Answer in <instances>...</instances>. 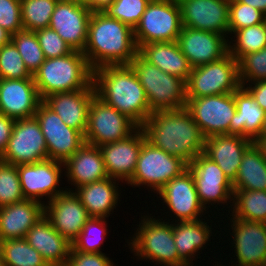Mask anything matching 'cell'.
Listing matches in <instances>:
<instances>
[{"label": "cell", "mask_w": 266, "mask_h": 266, "mask_svg": "<svg viewBox=\"0 0 266 266\" xmlns=\"http://www.w3.org/2000/svg\"><path fill=\"white\" fill-rule=\"evenodd\" d=\"M149 2L150 0H115L101 11L108 17L129 25L134 30Z\"/></svg>", "instance_id": "cell-40"}, {"label": "cell", "mask_w": 266, "mask_h": 266, "mask_svg": "<svg viewBox=\"0 0 266 266\" xmlns=\"http://www.w3.org/2000/svg\"><path fill=\"white\" fill-rule=\"evenodd\" d=\"M16 119L0 114V156L4 153L12 135Z\"/></svg>", "instance_id": "cell-48"}, {"label": "cell", "mask_w": 266, "mask_h": 266, "mask_svg": "<svg viewBox=\"0 0 266 266\" xmlns=\"http://www.w3.org/2000/svg\"><path fill=\"white\" fill-rule=\"evenodd\" d=\"M155 193L174 213L177 222L200 220L204 210L207 211L199 201L195 181L188 168Z\"/></svg>", "instance_id": "cell-19"}, {"label": "cell", "mask_w": 266, "mask_h": 266, "mask_svg": "<svg viewBox=\"0 0 266 266\" xmlns=\"http://www.w3.org/2000/svg\"><path fill=\"white\" fill-rule=\"evenodd\" d=\"M92 12L85 3L58 0L49 27L55 30L72 50L83 52Z\"/></svg>", "instance_id": "cell-14"}, {"label": "cell", "mask_w": 266, "mask_h": 266, "mask_svg": "<svg viewBox=\"0 0 266 266\" xmlns=\"http://www.w3.org/2000/svg\"><path fill=\"white\" fill-rule=\"evenodd\" d=\"M42 101L49 95L87 88L93 82V70L80 51L48 58L33 74Z\"/></svg>", "instance_id": "cell-4"}, {"label": "cell", "mask_w": 266, "mask_h": 266, "mask_svg": "<svg viewBox=\"0 0 266 266\" xmlns=\"http://www.w3.org/2000/svg\"><path fill=\"white\" fill-rule=\"evenodd\" d=\"M115 0H86V5L93 11H101L108 4L114 3Z\"/></svg>", "instance_id": "cell-50"}, {"label": "cell", "mask_w": 266, "mask_h": 266, "mask_svg": "<svg viewBox=\"0 0 266 266\" xmlns=\"http://www.w3.org/2000/svg\"><path fill=\"white\" fill-rule=\"evenodd\" d=\"M49 159L44 135L35 117L16 119L0 160L15 166Z\"/></svg>", "instance_id": "cell-11"}, {"label": "cell", "mask_w": 266, "mask_h": 266, "mask_svg": "<svg viewBox=\"0 0 266 266\" xmlns=\"http://www.w3.org/2000/svg\"><path fill=\"white\" fill-rule=\"evenodd\" d=\"M235 43L228 42V52L239 61L244 55L266 47V21L233 32ZM232 44V45H231Z\"/></svg>", "instance_id": "cell-36"}, {"label": "cell", "mask_w": 266, "mask_h": 266, "mask_svg": "<svg viewBox=\"0 0 266 266\" xmlns=\"http://www.w3.org/2000/svg\"><path fill=\"white\" fill-rule=\"evenodd\" d=\"M68 266H114L105 253L75 251L72 247L67 259Z\"/></svg>", "instance_id": "cell-47"}, {"label": "cell", "mask_w": 266, "mask_h": 266, "mask_svg": "<svg viewBox=\"0 0 266 266\" xmlns=\"http://www.w3.org/2000/svg\"><path fill=\"white\" fill-rule=\"evenodd\" d=\"M43 202L24 199L0 207V241L25 238L30 228L44 216Z\"/></svg>", "instance_id": "cell-26"}, {"label": "cell", "mask_w": 266, "mask_h": 266, "mask_svg": "<svg viewBox=\"0 0 266 266\" xmlns=\"http://www.w3.org/2000/svg\"><path fill=\"white\" fill-rule=\"evenodd\" d=\"M63 162L46 159L32 164L17 165L21 189L25 199L42 202L43 196L49 201L63 193L57 190L61 178Z\"/></svg>", "instance_id": "cell-16"}, {"label": "cell", "mask_w": 266, "mask_h": 266, "mask_svg": "<svg viewBox=\"0 0 266 266\" xmlns=\"http://www.w3.org/2000/svg\"><path fill=\"white\" fill-rule=\"evenodd\" d=\"M0 26L12 35L23 29L20 0H0Z\"/></svg>", "instance_id": "cell-46"}, {"label": "cell", "mask_w": 266, "mask_h": 266, "mask_svg": "<svg viewBox=\"0 0 266 266\" xmlns=\"http://www.w3.org/2000/svg\"><path fill=\"white\" fill-rule=\"evenodd\" d=\"M34 117L44 135L49 159L65 163L85 143L84 135L66 125L43 101Z\"/></svg>", "instance_id": "cell-12"}, {"label": "cell", "mask_w": 266, "mask_h": 266, "mask_svg": "<svg viewBox=\"0 0 266 266\" xmlns=\"http://www.w3.org/2000/svg\"><path fill=\"white\" fill-rule=\"evenodd\" d=\"M257 139H266V117H265V120L263 122L261 133Z\"/></svg>", "instance_id": "cell-54"}, {"label": "cell", "mask_w": 266, "mask_h": 266, "mask_svg": "<svg viewBox=\"0 0 266 266\" xmlns=\"http://www.w3.org/2000/svg\"><path fill=\"white\" fill-rule=\"evenodd\" d=\"M64 168L68 180L76 188L108 177L99 147L87 143L64 163Z\"/></svg>", "instance_id": "cell-28"}, {"label": "cell", "mask_w": 266, "mask_h": 266, "mask_svg": "<svg viewBox=\"0 0 266 266\" xmlns=\"http://www.w3.org/2000/svg\"><path fill=\"white\" fill-rule=\"evenodd\" d=\"M159 220L151 216L141 220L138 232L128 242L130 250L140 259H149L162 266H187L175 246L173 223Z\"/></svg>", "instance_id": "cell-6"}, {"label": "cell", "mask_w": 266, "mask_h": 266, "mask_svg": "<svg viewBox=\"0 0 266 266\" xmlns=\"http://www.w3.org/2000/svg\"><path fill=\"white\" fill-rule=\"evenodd\" d=\"M234 101L236 113L229 125V135L242 136L254 142L261 133L266 112L243 86L234 91Z\"/></svg>", "instance_id": "cell-29"}, {"label": "cell", "mask_w": 266, "mask_h": 266, "mask_svg": "<svg viewBox=\"0 0 266 266\" xmlns=\"http://www.w3.org/2000/svg\"><path fill=\"white\" fill-rule=\"evenodd\" d=\"M24 199L17 166L0 160V207Z\"/></svg>", "instance_id": "cell-41"}, {"label": "cell", "mask_w": 266, "mask_h": 266, "mask_svg": "<svg viewBox=\"0 0 266 266\" xmlns=\"http://www.w3.org/2000/svg\"><path fill=\"white\" fill-rule=\"evenodd\" d=\"M25 239L49 266L67 263L72 244L53 228L45 216L30 228Z\"/></svg>", "instance_id": "cell-27"}, {"label": "cell", "mask_w": 266, "mask_h": 266, "mask_svg": "<svg viewBox=\"0 0 266 266\" xmlns=\"http://www.w3.org/2000/svg\"><path fill=\"white\" fill-rule=\"evenodd\" d=\"M233 190L266 191V160L253 142L244 152Z\"/></svg>", "instance_id": "cell-33"}, {"label": "cell", "mask_w": 266, "mask_h": 266, "mask_svg": "<svg viewBox=\"0 0 266 266\" xmlns=\"http://www.w3.org/2000/svg\"><path fill=\"white\" fill-rule=\"evenodd\" d=\"M253 84L254 86L252 87ZM245 88L256 100L258 105L266 112V80L252 82Z\"/></svg>", "instance_id": "cell-49"}, {"label": "cell", "mask_w": 266, "mask_h": 266, "mask_svg": "<svg viewBox=\"0 0 266 266\" xmlns=\"http://www.w3.org/2000/svg\"><path fill=\"white\" fill-rule=\"evenodd\" d=\"M138 128L133 121L95 95L88 110L85 143L99 147L123 140Z\"/></svg>", "instance_id": "cell-10"}, {"label": "cell", "mask_w": 266, "mask_h": 266, "mask_svg": "<svg viewBox=\"0 0 266 266\" xmlns=\"http://www.w3.org/2000/svg\"><path fill=\"white\" fill-rule=\"evenodd\" d=\"M0 266H5L1 249H0Z\"/></svg>", "instance_id": "cell-55"}, {"label": "cell", "mask_w": 266, "mask_h": 266, "mask_svg": "<svg viewBox=\"0 0 266 266\" xmlns=\"http://www.w3.org/2000/svg\"><path fill=\"white\" fill-rule=\"evenodd\" d=\"M41 102L33 78L0 79V114L14 119L31 118Z\"/></svg>", "instance_id": "cell-23"}, {"label": "cell", "mask_w": 266, "mask_h": 266, "mask_svg": "<svg viewBox=\"0 0 266 266\" xmlns=\"http://www.w3.org/2000/svg\"><path fill=\"white\" fill-rule=\"evenodd\" d=\"M96 95L139 128L151 114L143 86L130 65H107L93 71Z\"/></svg>", "instance_id": "cell-3"}, {"label": "cell", "mask_w": 266, "mask_h": 266, "mask_svg": "<svg viewBox=\"0 0 266 266\" xmlns=\"http://www.w3.org/2000/svg\"><path fill=\"white\" fill-rule=\"evenodd\" d=\"M105 219L106 218L91 217L84 225L79 236L72 242V248L75 251L81 252H102L100 251V245L103 243L102 241L107 234V224Z\"/></svg>", "instance_id": "cell-39"}, {"label": "cell", "mask_w": 266, "mask_h": 266, "mask_svg": "<svg viewBox=\"0 0 266 266\" xmlns=\"http://www.w3.org/2000/svg\"><path fill=\"white\" fill-rule=\"evenodd\" d=\"M35 33L45 59L62 57L73 51L60 35L50 27L36 30Z\"/></svg>", "instance_id": "cell-45"}, {"label": "cell", "mask_w": 266, "mask_h": 266, "mask_svg": "<svg viewBox=\"0 0 266 266\" xmlns=\"http://www.w3.org/2000/svg\"><path fill=\"white\" fill-rule=\"evenodd\" d=\"M116 180L118 181V179L107 177L75 188L74 193L78 196L90 217L107 218L111 211L116 208L120 195Z\"/></svg>", "instance_id": "cell-31"}, {"label": "cell", "mask_w": 266, "mask_h": 266, "mask_svg": "<svg viewBox=\"0 0 266 266\" xmlns=\"http://www.w3.org/2000/svg\"><path fill=\"white\" fill-rule=\"evenodd\" d=\"M33 78L21 55L11 41L0 48V79Z\"/></svg>", "instance_id": "cell-42"}, {"label": "cell", "mask_w": 266, "mask_h": 266, "mask_svg": "<svg viewBox=\"0 0 266 266\" xmlns=\"http://www.w3.org/2000/svg\"><path fill=\"white\" fill-rule=\"evenodd\" d=\"M186 108L205 138L213 135H229V125L236 113L234 92L187 98Z\"/></svg>", "instance_id": "cell-13"}, {"label": "cell", "mask_w": 266, "mask_h": 266, "mask_svg": "<svg viewBox=\"0 0 266 266\" xmlns=\"http://www.w3.org/2000/svg\"><path fill=\"white\" fill-rule=\"evenodd\" d=\"M232 215L238 220L266 223V191L233 190Z\"/></svg>", "instance_id": "cell-34"}, {"label": "cell", "mask_w": 266, "mask_h": 266, "mask_svg": "<svg viewBox=\"0 0 266 266\" xmlns=\"http://www.w3.org/2000/svg\"><path fill=\"white\" fill-rule=\"evenodd\" d=\"M226 36L182 27L177 39L180 50L192 68L217 61L228 53Z\"/></svg>", "instance_id": "cell-20"}, {"label": "cell", "mask_w": 266, "mask_h": 266, "mask_svg": "<svg viewBox=\"0 0 266 266\" xmlns=\"http://www.w3.org/2000/svg\"><path fill=\"white\" fill-rule=\"evenodd\" d=\"M140 128L152 146L188 165L204 152L205 137L186 107L152 112Z\"/></svg>", "instance_id": "cell-1"}, {"label": "cell", "mask_w": 266, "mask_h": 266, "mask_svg": "<svg viewBox=\"0 0 266 266\" xmlns=\"http://www.w3.org/2000/svg\"><path fill=\"white\" fill-rule=\"evenodd\" d=\"M184 27L229 35V0H177Z\"/></svg>", "instance_id": "cell-18"}, {"label": "cell", "mask_w": 266, "mask_h": 266, "mask_svg": "<svg viewBox=\"0 0 266 266\" xmlns=\"http://www.w3.org/2000/svg\"><path fill=\"white\" fill-rule=\"evenodd\" d=\"M229 34L234 31L266 21V15L238 0H229Z\"/></svg>", "instance_id": "cell-43"}, {"label": "cell", "mask_w": 266, "mask_h": 266, "mask_svg": "<svg viewBox=\"0 0 266 266\" xmlns=\"http://www.w3.org/2000/svg\"><path fill=\"white\" fill-rule=\"evenodd\" d=\"M239 2L250 5L266 15V0H238Z\"/></svg>", "instance_id": "cell-51"}, {"label": "cell", "mask_w": 266, "mask_h": 266, "mask_svg": "<svg viewBox=\"0 0 266 266\" xmlns=\"http://www.w3.org/2000/svg\"><path fill=\"white\" fill-rule=\"evenodd\" d=\"M145 140L143 130L138 128L123 140L99 146L108 177L128 182L135 172L142 143Z\"/></svg>", "instance_id": "cell-21"}, {"label": "cell", "mask_w": 266, "mask_h": 266, "mask_svg": "<svg viewBox=\"0 0 266 266\" xmlns=\"http://www.w3.org/2000/svg\"><path fill=\"white\" fill-rule=\"evenodd\" d=\"M11 41L21 55L27 70L33 75L45 61L35 31L19 30L12 35Z\"/></svg>", "instance_id": "cell-38"}, {"label": "cell", "mask_w": 266, "mask_h": 266, "mask_svg": "<svg viewBox=\"0 0 266 266\" xmlns=\"http://www.w3.org/2000/svg\"><path fill=\"white\" fill-rule=\"evenodd\" d=\"M52 266H68L67 264H64V265H52Z\"/></svg>", "instance_id": "cell-57"}, {"label": "cell", "mask_w": 266, "mask_h": 266, "mask_svg": "<svg viewBox=\"0 0 266 266\" xmlns=\"http://www.w3.org/2000/svg\"><path fill=\"white\" fill-rule=\"evenodd\" d=\"M194 178L196 191L201 205L206 209L207 204H225L232 201V182L224 175L217 163L203 153L197 155L187 167Z\"/></svg>", "instance_id": "cell-15"}, {"label": "cell", "mask_w": 266, "mask_h": 266, "mask_svg": "<svg viewBox=\"0 0 266 266\" xmlns=\"http://www.w3.org/2000/svg\"><path fill=\"white\" fill-rule=\"evenodd\" d=\"M238 64L240 83L243 87L247 82L266 80V47L244 55Z\"/></svg>", "instance_id": "cell-44"}, {"label": "cell", "mask_w": 266, "mask_h": 266, "mask_svg": "<svg viewBox=\"0 0 266 266\" xmlns=\"http://www.w3.org/2000/svg\"><path fill=\"white\" fill-rule=\"evenodd\" d=\"M254 143L260 149L263 158L266 160V139H256Z\"/></svg>", "instance_id": "cell-53"}, {"label": "cell", "mask_w": 266, "mask_h": 266, "mask_svg": "<svg viewBox=\"0 0 266 266\" xmlns=\"http://www.w3.org/2000/svg\"><path fill=\"white\" fill-rule=\"evenodd\" d=\"M241 86L238 61L228 52L217 61L192 68L187 98L233 93Z\"/></svg>", "instance_id": "cell-7"}, {"label": "cell", "mask_w": 266, "mask_h": 266, "mask_svg": "<svg viewBox=\"0 0 266 266\" xmlns=\"http://www.w3.org/2000/svg\"><path fill=\"white\" fill-rule=\"evenodd\" d=\"M188 167L181 158L167 154L164 150L152 146L146 140L137 160L132 178L126 182L131 186L147 185L151 191L158 192L167 182L179 176Z\"/></svg>", "instance_id": "cell-9"}, {"label": "cell", "mask_w": 266, "mask_h": 266, "mask_svg": "<svg viewBox=\"0 0 266 266\" xmlns=\"http://www.w3.org/2000/svg\"><path fill=\"white\" fill-rule=\"evenodd\" d=\"M182 27L177 0L150 1L134 29L137 47L139 49L149 43L177 41Z\"/></svg>", "instance_id": "cell-8"}, {"label": "cell", "mask_w": 266, "mask_h": 266, "mask_svg": "<svg viewBox=\"0 0 266 266\" xmlns=\"http://www.w3.org/2000/svg\"><path fill=\"white\" fill-rule=\"evenodd\" d=\"M74 1H78V2H82V3H86V0H74Z\"/></svg>", "instance_id": "cell-56"}, {"label": "cell", "mask_w": 266, "mask_h": 266, "mask_svg": "<svg viewBox=\"0 0 266 266\" xmlns=\"http://www.w3.org/2000/svg\"><path fill=\"white\" fill-rule=\"evenodd\" d=\"M232 219L236 266H266V223Z\"/></svg>", "instance_id": "cell-22"}, {"label": "cell", "mask_w": 266, "mask_h": 266, "mask_svg": "<svg viewBox=\"0 0 266 266\" xmlns=\"http://www.w3.org/2000/svg\"><path fill=\"white\" fill-rule=\"evenodd\" d=\"M12 40V34L0 26V48L10 43Z\"/></svg>", "instance_id": "cell-52"}, {"label": "cell", "mask_w": 266, "mask_h": 266, "mask_svg": "<svg viewBox=\"0 0 266 266\" xmlns=\"http://www.w3.org/2000/svg\"><path fill=\"white\" fill-rule=\"evenodd\" d=\"M71 191L67 188L48 201V205H44V216L53 228L72 244L91 217L78 196Z\"/></svg>", "instance_id": "cell-17"}, {"label": "cell", "mask_w": 266, "mask_h": 266, "mask_svg": "<svg viewBox=\"0 0 266 266\" xmlns=\"http://www.w3.org/2000/svg\"><path fill=\"white\" fill-rule=\"evenodd\" d=\"M138 53L149 63L165 73L179 77L187 82L192 67L180 50L177 41L155 42L142 45Z\"/></svg>", "instance_id": "cell-30"}, {"label": "cell", "mask_w": 266, "mask_h": 266, "mask_svg": "<svg viewBox=\"0 0 266 266\" xmlns=\"http://www.w3.org/2000/svg\"><path fill=\"white\" fill-rule=\"evenodd\" d=\"M23 29L48 28L58 0H20Z\"/></svg>", "instance_id": "cell-37"}, {"label": "cell", "mask_w": 266, "mask_h": 266, "mask_svg": "<svg viewBox=\"0 0 266 266\" xmlns=\"http://www.w3.org/2000/svg\"><path fill=\"white\" fill-rule=\"evenodd\" d=\"M138 50L129 25L102 11L92 12L83 54L93 71L107 65H129Z\"/></svg>", "instance_id": "cell-2"}, {"label": "cell", "mask_w": 266, "mask_h": 266, "mask_svg": "<svg viewBox=\"0 0 266 266\" xmlns=\"http://www.w3.org/2000/svg\"><path fill=\"white\" fill-rule=\"evenodd\" d=\"M252 140L238 135H213L205 138L203 154L222 169L233 183L246 149Z\"/></svg>", "instance_id": "cell-25"}, {"label": "cell", "mask_w": 266, "mask_h": 266, "mask_svg": "<svg viewBox=\"0 0 266 266\" xmlns=\"http://www.w3.org/2000/svg\"><path fill=\"white\" fill-rule=\"evenodd\" d=\"M143 86L151 113L186 107V81L160 70L139 53L129 64Z\"/></svg>", "instance_id": "cell-5"}, {"label": "cell", "mask_w": 266, "mask_h": 266, "mask_svg": "<svg viewBox=\"0 0 266 266\" xmlns=\"http://www.w3.org/2000/svg\"><path fill=\"white\" fill-rule=\"evenodd\" d=\"M5 266H49L25 238L0 241Z\"/></svg>", "instance_id": "cell-35"}, {"label": "cell", "mask_w": 266, "mask_h": 266, "mask_svg": "<svg viewBox=\"0 0 266 266\" xmlns=\"http://www.w3.org/2000/svg\"><path fill=\"white\" fill-rule=\"evenodd\" d=\"M95 95L96 90L92 82L85 89L49 95L43 102L57 113L66 125L84 135L87 127L89 106Z\"/></svg>", "instance_id": "cell-24"}, {"label": "cell", "mask_w": 266, "mask_h": 266, "mask_svg": "<svg viewBox=\"0 0 266 266\" xmlns=\"http://www.w3.org/2000/svg\"><path fill=\"white\" fill-rule=\"evenodd\" d=\"M176 223L173 224V234L178 255L187 266H193L196 253L205 247L203 245L208 243L211 237V226L202 219Z\"/></svg>", "instance_id": "cell-32"}]
</instances>
